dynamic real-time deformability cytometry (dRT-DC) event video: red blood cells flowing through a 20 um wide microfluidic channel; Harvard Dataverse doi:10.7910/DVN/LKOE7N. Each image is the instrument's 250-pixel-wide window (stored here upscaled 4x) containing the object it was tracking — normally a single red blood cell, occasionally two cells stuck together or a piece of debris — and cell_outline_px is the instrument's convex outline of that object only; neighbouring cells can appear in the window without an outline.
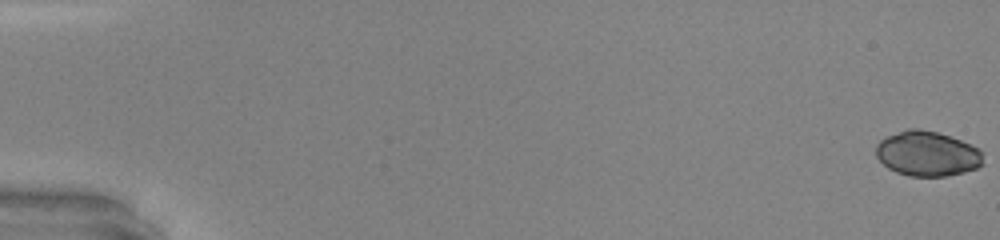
{"species": "common noctule bat (a hibernating species)", "species_latin": "Nyctalus noctula", "temperature_condition": "warm", "stored_images_in_passage": 50, "camera_frame_rate_fps": 3000, "um_per_image_px": 0.085, "animal": {"sex": "male", "body_mass_g": 20.0, "forearm_length_mm": 53.3}, "frame": {"image": 1, "passage_image": 1, "time_ms": 0.0, "image_size_px": [1000, 240], "cell_outline_px": [[980, 164], [976, 168], [960, 172], [940, 176], [916, 176], [900, 172], [884, 164], [880, 160], [876, 152], [876, 148], [884, 140], [892, 136], [904, 132], [932, 132], [948, 136], [968, 144], [976, 148], [980, 152]], "centroid_in_image_um": [78.84, 13.11], "position_along_channel_um": 6.2, "area_um2": 25.72}}
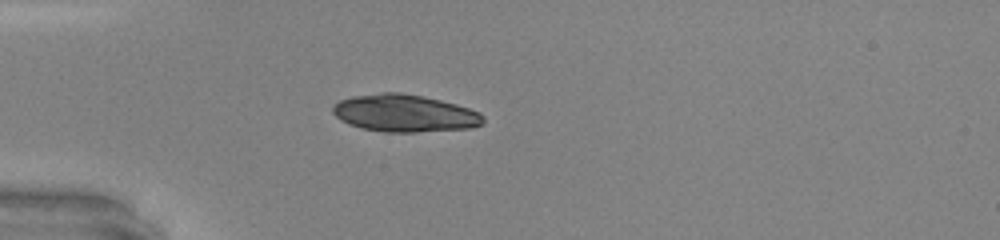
{"frame": {"image": 2, "passage_image": 16, "time_ms": 5.0, "image_size_px": [1000, 240], "cell_outline_px": [[480, 124], [460, 128], [400, 132], [364, 128], [352, 124], [344, 120], [336, 112], [336, 104], [344, 100], [360, 96], [416, 96], [436, 100], [452, 104], [476, 112], [480, 116]], "centroid_in_image_um": [34.41, 9.67], "position_along_channel_um": 50.6, "area_um2": 29.02}}
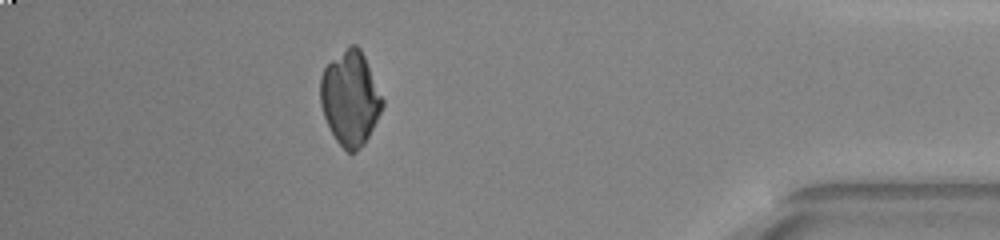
{"frame": {"image": 3, "passage_image": 45, "time_ms": 14.667, "image_size_px": [1000, 240], "cell_outline_px": [[380, 108], [364, 140], [352, 152], [348, 152], [340, 144], [332, 132], [328, 124], [320, 100], [320, 80], [324, 68], [328, 64], [352, 44], [360, 52], [364, 60], [380, 96]], "centroid_in_image_um": [29.68, 8.34], "position_along_channel_um": 405.5, "area_um2": 31.27}}